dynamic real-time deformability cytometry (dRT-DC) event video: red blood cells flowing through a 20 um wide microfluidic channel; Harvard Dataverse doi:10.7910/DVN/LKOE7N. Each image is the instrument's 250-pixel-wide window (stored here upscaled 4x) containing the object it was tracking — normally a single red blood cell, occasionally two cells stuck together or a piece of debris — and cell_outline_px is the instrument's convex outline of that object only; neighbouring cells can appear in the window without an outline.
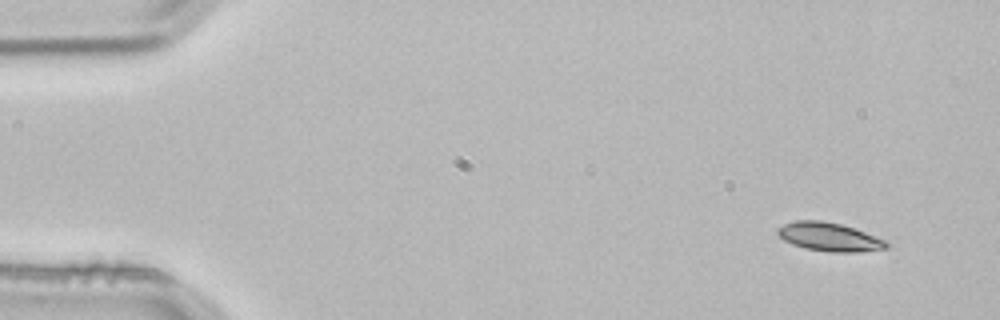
{"species": "common noctule bat (a hibernating species)", "species_latin": "Nyctalus noctula", "temperature_condition": "room temperature", "stored_images_in_passage": 4, "segment_of_instrument_passage": [2, 2], "camera_frame_rate_fps": 3000, "um_per_image_px": 0.085, "animal": {"sex": "male", "body_mass_g": 21.5, "forearm_length_mm": 52.0}, "frame": {"image": 1, "passage_image": 4, "time_ms": 1.0, "image_size_px": [1000, 320], "cell_outline_px": [[888, 248], [856, 252], [832, 252], [808, 248], [792, 244], [784, 240], [776, 232], [776, 228], [784, 224], [796, 220], [820, 220], [840, 224], [888, 240]], "centroid_in_image_um": [70.49, 20.13], "position_along_channel_um": 14.5, "area_um2": 17.92}}